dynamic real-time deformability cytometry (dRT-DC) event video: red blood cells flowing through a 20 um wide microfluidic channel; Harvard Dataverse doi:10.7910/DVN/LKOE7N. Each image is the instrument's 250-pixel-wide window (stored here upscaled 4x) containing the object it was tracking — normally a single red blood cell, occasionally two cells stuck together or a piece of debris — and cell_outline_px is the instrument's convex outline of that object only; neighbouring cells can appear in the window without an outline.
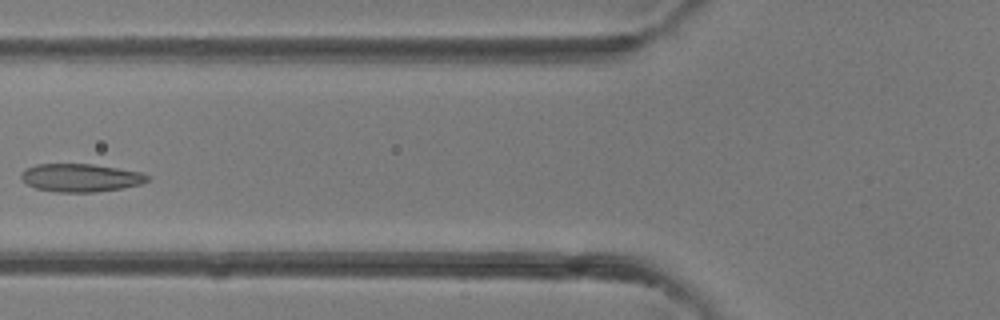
{"species": "common noctule bat (a hibernating species)", "species_latin": "Nyctalus noctula", "temperature_condition": "room temperature", "stored_images_in_passage": 6, "camera_frame_rate_fps": 3000, "um_per_image_px": 0.085, "animal": {"sex": "female"}, "frame": {"image": 1, "passage_image": 6, "time_ms": 5.667, "image_size_px": [1000, 320], "cell_outline_px": [[148, 180], [140, 184], [124, 188], [96, 192], [56, 192], [36, 188], [28, 184], [20, 176], [20, 172], [36, 164], [92, 164], [140, 172], [148, 176]], "centroid_in_image_um": [6.84, 15.11], "position_along_channel_um": 119.0, "area_um2": 20.46}}